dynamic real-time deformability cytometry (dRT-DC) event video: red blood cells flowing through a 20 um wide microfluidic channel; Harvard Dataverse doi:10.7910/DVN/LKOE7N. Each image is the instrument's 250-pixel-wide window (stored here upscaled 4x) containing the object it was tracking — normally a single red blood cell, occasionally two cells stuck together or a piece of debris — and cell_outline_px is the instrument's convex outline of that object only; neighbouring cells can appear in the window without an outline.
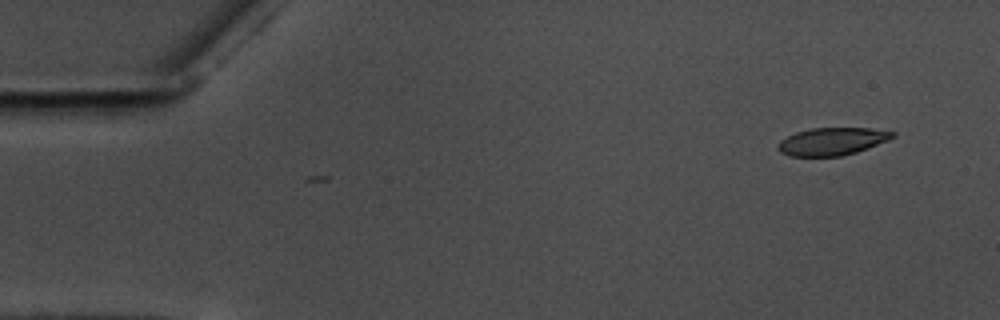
{"species": "common noctule bat (a hibernating species)", "species_latin": "Nyctalus noctula", "temperature_condition": "warm", "stored_images_in_passage": 4, "camera_frame_rate_fps": 3000, "um_per_image_px": 0.085, "animal": {"sex": "male", "body_mass_g": 17.5, "forearm_length_mm": 52.3}, "frame": {"image": 1, "passage_image": 4, "time_ms": 1.0, "image_size_px": [1000, 320], "cell_outline_px": [[896, 136], [888, 140], [868, 148], [856, 152], [840, 156], [788, 156], [780, 152], [776, 148], [780, 140], [796, 132], [812, 128], [872, 128], [896, 132]], "centroid_in_image_um": [70.73, 12.02], "position_along_channel_um": 14.3, "area_um2": 18.5}}